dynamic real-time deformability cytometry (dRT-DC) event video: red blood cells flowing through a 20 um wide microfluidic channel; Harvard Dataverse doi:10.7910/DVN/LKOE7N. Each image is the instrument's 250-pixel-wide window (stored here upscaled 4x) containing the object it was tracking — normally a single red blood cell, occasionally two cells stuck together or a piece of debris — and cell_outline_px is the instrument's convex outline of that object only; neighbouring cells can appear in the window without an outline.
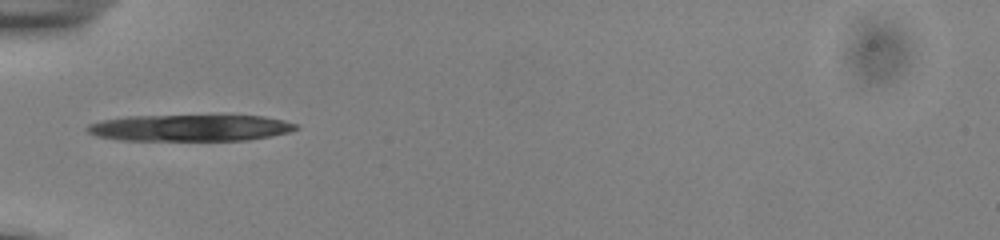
{"species": "common noctule bat (a hibernating species)", "species_latin": "Nyctalus noctula", "temperature_condition": "cold", "stored_images_in_passage": 34, "camera_frame_rate_fps": 3000, "um_per_image_px": 0.085, "animal": {"sex": "male", "body_mass_g": 13.0, "forearm_length_mm": 53.1}, "frame": {"image": 1, "passage_image": 1, "time_ms": 0.0, "image_size_px": [1000, 240], "cell_outline_px": [[300, 128], [288, 132], [248, 140], [120, 140], [96, 136], [88, 132], [84, 128], [88, 124], [104, 120], [128, 116], [264, 116], [284, 120], [296, 124]], "centroid_in_image_um": [16.14, 10.87], "position_along_channel_um": 68.9, "area_um2": 32.02}}